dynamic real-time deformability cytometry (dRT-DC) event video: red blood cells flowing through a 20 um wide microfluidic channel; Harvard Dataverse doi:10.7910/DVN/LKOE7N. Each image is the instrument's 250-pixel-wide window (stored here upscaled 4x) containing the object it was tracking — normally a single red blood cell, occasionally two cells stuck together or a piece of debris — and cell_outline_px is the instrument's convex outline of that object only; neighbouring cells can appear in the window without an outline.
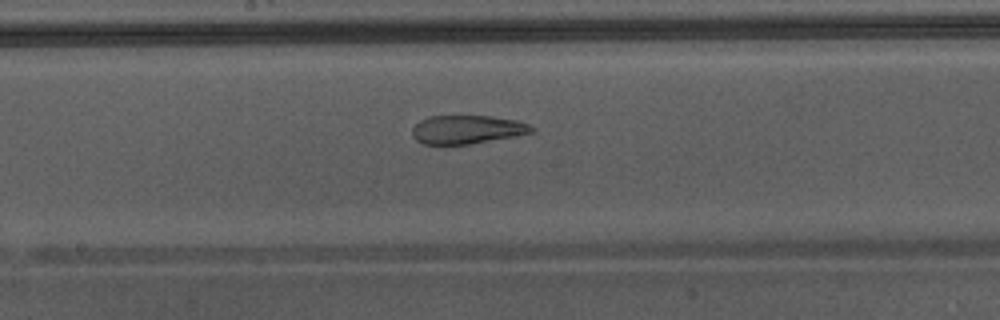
{"species": "Egyptian fruit bat (a non-hibernating species)", "species_latin": "Rousettus aegyptiacus", "temperature_condition": "warm", "stored_images_in_passage": 39, "camera_frame_rate_fps": 3000, "um_per_image_px": 0.085, "animal": {"sex": "male"}, "frame": {"image": 1, "passage_image": 17, "time_ms": 5.333, "image_size_px": [1000, 320], "cell_outline_px": [[536, 128], [532, 132], [512, 136], [468, 144], [420, 144], [412, 136], [412, 128], [420, 120], [428, 116], [492, 116], [516, 120], [528, 124]], "centroid_in_image_um": [39.65, 11.0], "position_along_channel_um": 208.5, "area_um2": 19.71}, "authors_computed_cell_mechanics": {"area_um2": 25.2008, "velocity_mm_per_s": 4.3961, "shape_relaxation_time_tau1_ms": null, "shape_relaxation_time_tau2_ms": 0.9218, "deformation_change_tau1": null, "deformation_change_tau2": 0.0774}}